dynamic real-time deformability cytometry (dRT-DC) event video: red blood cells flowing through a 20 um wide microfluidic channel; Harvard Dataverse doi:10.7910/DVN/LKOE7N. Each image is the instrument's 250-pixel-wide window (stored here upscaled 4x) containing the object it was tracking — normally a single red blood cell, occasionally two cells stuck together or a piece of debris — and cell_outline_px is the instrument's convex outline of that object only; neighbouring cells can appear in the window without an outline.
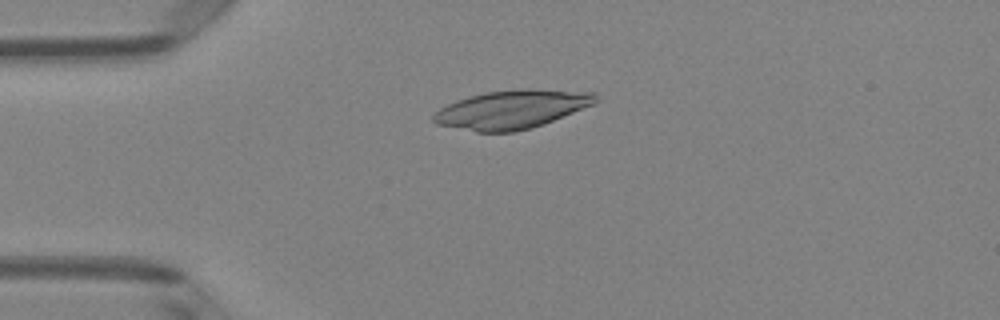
{"species": "Egyptian fruit bat (a non-hibernating species)", "species_latin": "Rousettus aegyptiacus", "temperature_condition": "room temperature", "stored_images_in_passage": 5, "camera_frame_rate_fps": 3000, "um_per_image_px": 0.085, "animal": {"sex": "female"}, "frame": {"image": 1, "passage_image": 4, "time_ms": 1.0, "image_size_px": [1000, 320], "cell_outline_px": [[596, 104], [544, 124], [512, 132], [476, 132], [436, 124], [432, 120], [432, 116], [440, 108], [456, 100], [484, 92], [520, 88], [528, 88], [596, 92]], "centroid_in_image_um": [43.52, 9.29], "position_along_channel_um": 41.5, "area_um2": 36.65}}